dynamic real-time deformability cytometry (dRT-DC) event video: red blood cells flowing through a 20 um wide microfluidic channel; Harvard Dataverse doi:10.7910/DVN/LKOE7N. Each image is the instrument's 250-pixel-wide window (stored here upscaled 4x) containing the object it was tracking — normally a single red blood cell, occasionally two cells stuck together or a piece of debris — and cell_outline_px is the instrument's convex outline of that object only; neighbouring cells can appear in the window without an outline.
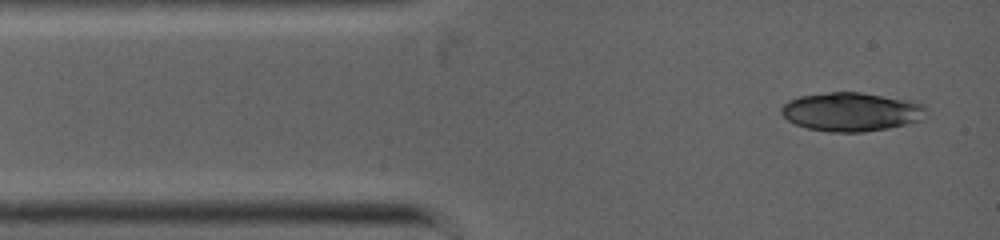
{"species": "common noctule bat (a hibernating species)", "species_latin": "Nyctalus noctula", "temperature_condition": "warm", "stored_images_in_passage": 2, "camera_frame_rate_fps": 5000, "um_per_image_px": 0.085, "animal": {"sex": "female", "body_mass_g": 19.0, "forearm_length_mm": 53.3}, "frame": {"image": 1, "passage_image": 2, "time_ms": 0.4, "image_size_px": [1000, 240], "cell_outline_px": [[928, 116], [924, 120], [908, 124], [888, 128], [864, 132], [828, 132], [808, 128], [796, 124], [788, 120], [780, 112], [780, 108], [788, 100], [800, 96], [828, 92], [860, 92], [912, 100], [924, 104], [928, 108]], "centroid_in_image_um": [72.44, 9.5], "position_along_channel_um": 12.6, "area_um2": 33.29}}